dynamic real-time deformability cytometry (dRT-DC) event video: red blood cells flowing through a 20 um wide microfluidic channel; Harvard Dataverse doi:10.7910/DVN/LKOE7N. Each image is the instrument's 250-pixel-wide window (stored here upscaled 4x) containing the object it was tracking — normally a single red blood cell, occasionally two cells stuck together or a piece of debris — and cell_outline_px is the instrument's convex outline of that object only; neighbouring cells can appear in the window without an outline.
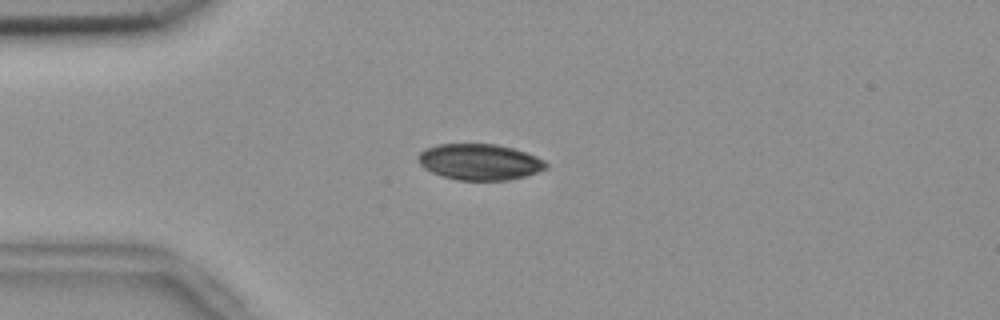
{"species": "common noctule bat (a hibernating species)", "species_latin": "Nyctalus noctula", "temperature_condition": "room temperature", "stored_images_in_passage": 49, "camera_frame_rate_fps": 3000, "um_per_image_px": 0.085, "animal": {"sex": "female", "body_mass_g": 18.4}, "frame": {"image": 1, "passage_image": 8, "time_ms": 2.333, "image_size_px": [1000, 320], "cell_outline_px": [[548, 168], [524, 176], [508, 180], [456, 180], [432, 172], [424, 168], [420, 164], [420, 152], [424, 148], [436, 144], [496, 144], [512, 148], [536, 156], [544, 160], [548, 164]], "centroid_in_image_um": [40.77, 13.76], "position_along_channel_um": 44.2, "area_um2": 26.7}}
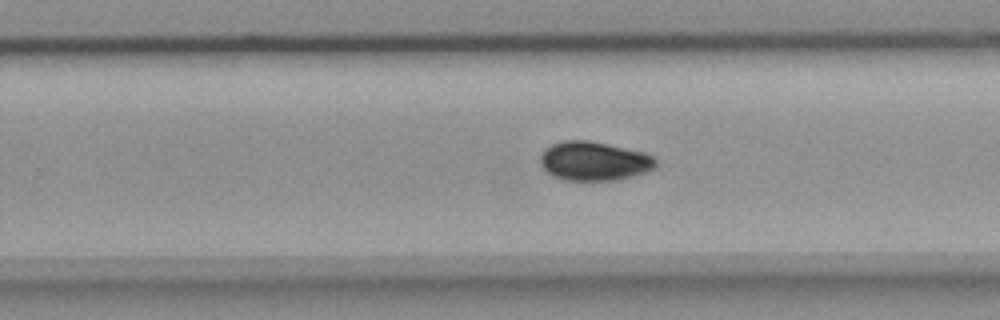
{"frame": {"image": 2, "passage_image": 29, "time_ms": 9.333, "image_size_px": [1000, 320], "cell_outline_px": [[656, 168], [632, 176], [616, 180], [564, 180], [552, 176], [540, 164], [540, 156], [544, 148], [552, 144], [564, 140], [588, 140], [608, 144], [644, 152], [652, 156], [656, 160]], "centroid_in_image_um": [50.47, 13.68], "position_along_channel_um": 279.3, "area_um2": 26.3}}
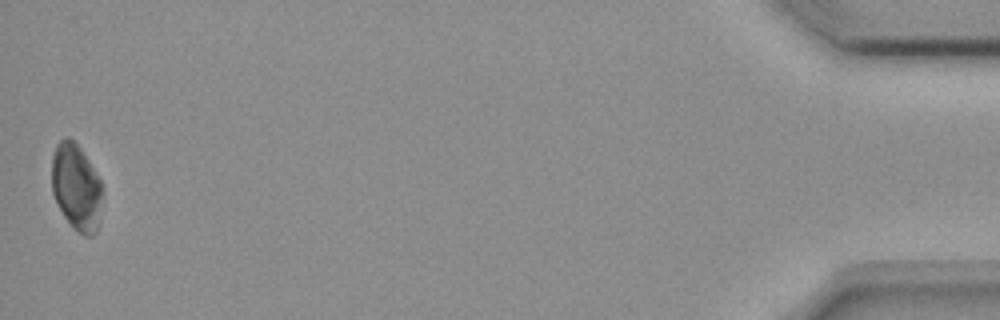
{"frame": {"image": 3, "passage_image": 49, "time_ms": 16.0, "image_size_px": [1000, 320], "cell_outline_px": [[104, 188], [100, 224], [96, 232], [92, 236], [84, 236], [64, 216], [52, 192], [52, 156], [56, 144], [64, 136], [68, 136], [80, 148], [88, 160], [100, 180]], "centroid_in_image_um": [6.52, 15.91], "position_along_channel_um": 428.7, "area_um2": 25.66}, "authors_computed_cell_mechanics": {"area_um2": 26.588, "velocity_mm_per_s": 3.6433, "shape_relaxation_time_tau1_ms": 5.4578, "shape_relaxation_time_tau2_ms": 7.2581, "deformation_change_tau1": 0.1098, "deformation_change_tau2": 0.049}}